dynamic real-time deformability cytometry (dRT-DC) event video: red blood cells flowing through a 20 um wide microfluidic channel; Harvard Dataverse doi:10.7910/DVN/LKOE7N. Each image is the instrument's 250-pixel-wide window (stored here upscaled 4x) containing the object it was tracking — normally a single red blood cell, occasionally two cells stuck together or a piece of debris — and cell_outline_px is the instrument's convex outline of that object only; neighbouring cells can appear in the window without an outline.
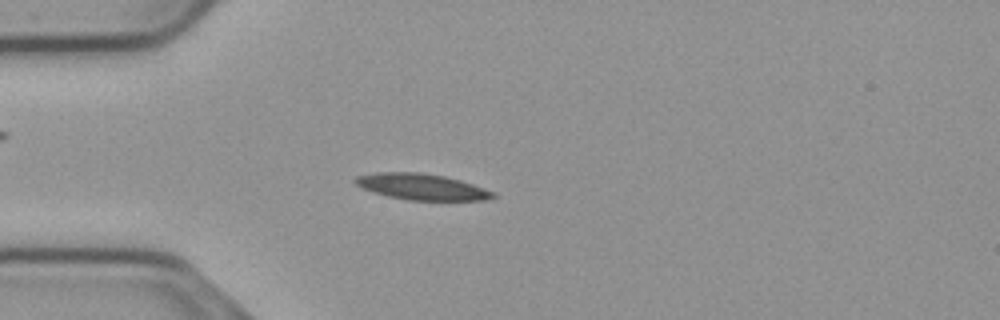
{"species": "common noctule bat (a hibernating species)", "species_latin": "Nyctalus noctula", "temperature_condition": "cold", "stored_images_in_passage": 55, "camera_frame_rate_fps": 3000, "um_per_image_px": 0.085, "animal": {"sex": "male", "body_mass_g": 23.1, "forearm_length_mm": 52.7}, "frame": {"image": 1, "passage_image": 15, "time_ms": 4.667, "image_size_px": [1000, 320], "cell_outline_px": [[496, 196], [484, 200], [408, 200], [388, 196], [372, 192], [356, 184], [352, 180], [356, 176], [376, 172], [420, 172], [444, 176], [460, 180], [496, 192]], "centroid_in_image_um": [35.83, 15.87], "position_along_channel_um": 49.2, "area_um2": 20.92}}
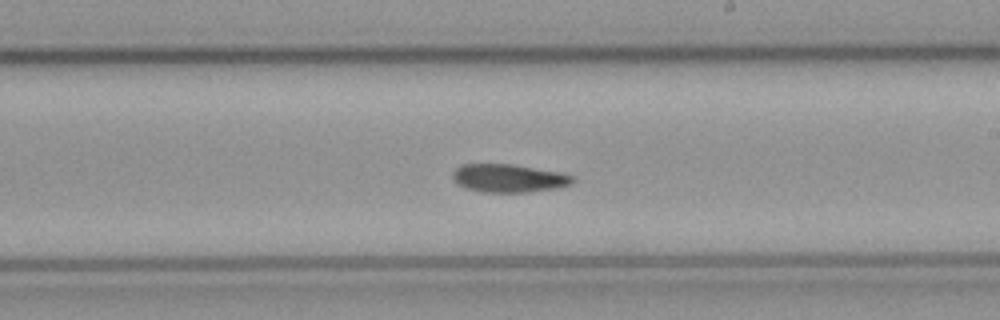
{"frame": {"image": 2, "passage_image": 32, "time_ms": 10.333, "image_size_px": [1000, 320], "cell_outline_px": [[576, 180], [572, 184], [556, 188], [528, 192], [484, 192], [468, 188], [460, 184], [452, 176], [452, 172], [460, 164], [512, 164], [564, 172], [572, 176]], "centroid_in_image_um": [43.3, 15.13], "position_along_channel_um": 245.7, "area_um2": 19.71}}
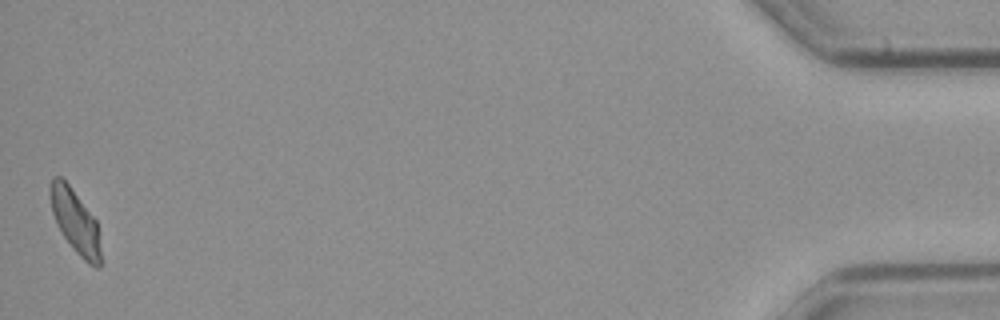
{"frame": {"image": 3, "passage_image": 55, "time_ms": 18.0, "image_size_px": [1000, 320], "cell_outline_px": [[100, 268], [96, 268], [88, 264], [76, 252], [64, 236], [56, 224], [52, 212], [48, 192], [48, 188], [52, 176], [60, 176], [68, 184], [96, 220], [100, 248]], "centroid_in_image_um": [6.36, 18.8], "position_along_channel_um": 428.8, "area_um2": 18.61}}